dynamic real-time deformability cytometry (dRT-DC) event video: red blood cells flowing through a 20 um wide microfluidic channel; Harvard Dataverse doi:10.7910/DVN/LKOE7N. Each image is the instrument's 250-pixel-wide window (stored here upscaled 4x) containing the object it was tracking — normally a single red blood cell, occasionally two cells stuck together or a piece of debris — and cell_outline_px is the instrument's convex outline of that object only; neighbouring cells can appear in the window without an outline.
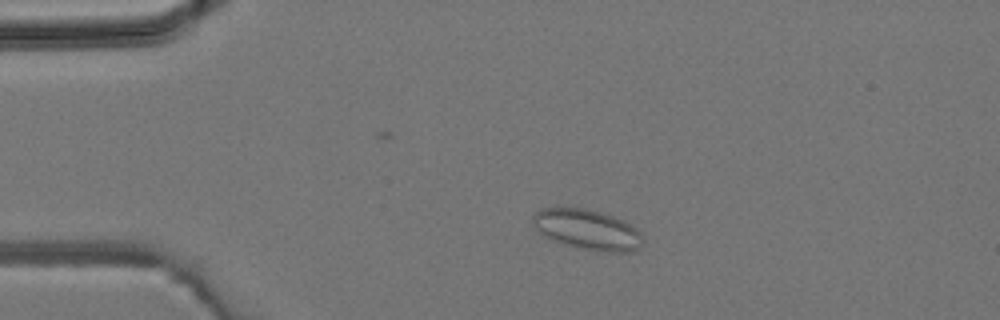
{"species": "common noctule bat (a hibernating species)", "species_latin": "Nyctalus noctula", "temperature_condition": "room temperature", "stored_images_in_passage": 2, "camera_frame_rate_fps": 3000, "um_per_image_px": 0.085, "animal": {"sex": "male", "body_mass_g": 19.2, "forearm_length_mm": 51.8}, "frame": {"image": 1, "passage_image": 1, "time_ms": 0.0, "image_size_px": [1000, 320], "cell_outline_px": [[644, 240], [636, 252], [600, 252], [576, 248], [552, 240], [540, 232], [532, 224], [532, 216], [540, 208], [584, 208], [600, 212], [612, 216], [636, 228], [644, 236]], "centroid_in_image_um": [49.94, 19.54], "position_along_channel_um": 35.1, "area_um2": 25.95}}